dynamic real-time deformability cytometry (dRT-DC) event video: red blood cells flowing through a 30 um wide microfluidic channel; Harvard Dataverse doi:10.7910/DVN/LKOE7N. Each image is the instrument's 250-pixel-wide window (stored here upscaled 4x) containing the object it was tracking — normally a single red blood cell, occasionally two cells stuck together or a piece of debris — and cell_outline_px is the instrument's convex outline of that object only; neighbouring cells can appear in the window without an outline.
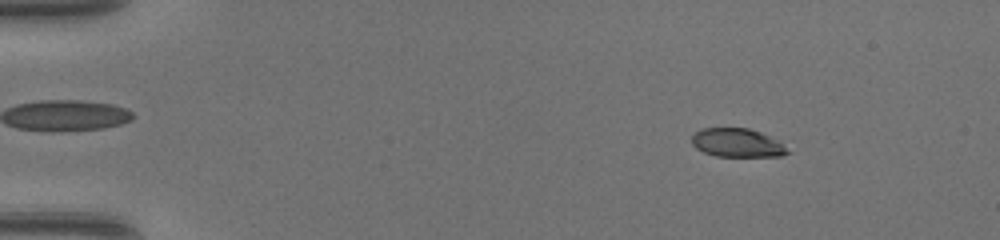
{"species": "common noctule bat (a hibernating species)", "species_latin": "Nyctalus noctula", "temperature_condition": "warm", "stored_images_in_passage": 14, "camera_frame_rate_fps": 3000, "um_per_image_px": 0.085, "animal": {"sex": "female", "body_mass_g": 17.0, "forearm_length_mm": 48.0}, "frame": {"image": 1, "passage_image": 7, "time_ms": 2.0, "image_size_px": [1000, 240], "cell_outline_px": [[792, 152], [780, 156], [716, 156], [704, 152], [696, 148], [692, 144], [692, 136], [700, 128], [748, 128], [760, 132], [776, 140]], "centroid_in_image_um": [62.64, 12.14], "position_along_channel_um": 22.4, "area_um2": 15.84}}